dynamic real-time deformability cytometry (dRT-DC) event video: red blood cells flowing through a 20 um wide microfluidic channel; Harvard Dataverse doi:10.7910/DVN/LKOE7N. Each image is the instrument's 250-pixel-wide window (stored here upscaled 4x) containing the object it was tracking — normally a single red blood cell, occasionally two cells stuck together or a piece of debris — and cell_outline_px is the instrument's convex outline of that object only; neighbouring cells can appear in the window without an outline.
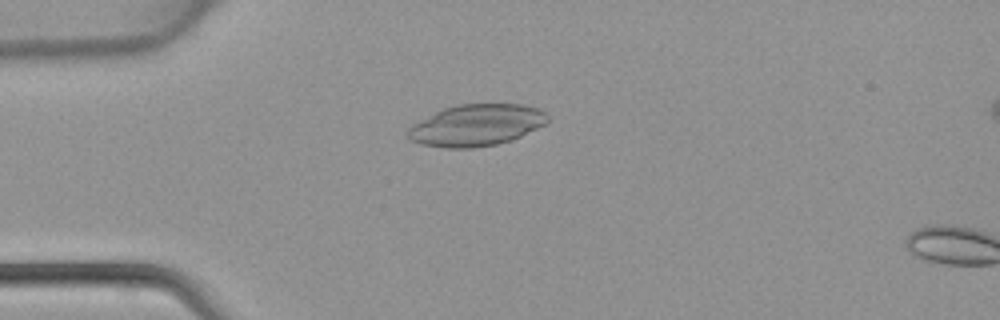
{"species": "common noctule bat (a hibernating species)", "species_latin": "Nyctalus noctula", "temperature_condition": "warm", "stored_images_in_passage": 14, "camera_frame_rate_fps": 3000, "um_per_image_px": 0.085, "animal": {"sex": "female", "body_mass_g": 22.7, "forearm_length_mm": 54.2}, "frame": {"image": 1, "passage_image": 12, "time_ms": 3.667, "image_size_px": [1000, 320], "cell_outline_px": [[548, 120], [544, 124], [512, 140], [496, 144], [472, 148], [448, 148], [420, 144], [412, 140], [408, 136], [408, 128], [412, 124], [444, 108], [456, 104], [520, 104], [540, 108], [548, 116]], "centroid_in_image_um": [40.49, 10.64], "position_along_channel_um": 44.5, "area_um2": 33.64}}